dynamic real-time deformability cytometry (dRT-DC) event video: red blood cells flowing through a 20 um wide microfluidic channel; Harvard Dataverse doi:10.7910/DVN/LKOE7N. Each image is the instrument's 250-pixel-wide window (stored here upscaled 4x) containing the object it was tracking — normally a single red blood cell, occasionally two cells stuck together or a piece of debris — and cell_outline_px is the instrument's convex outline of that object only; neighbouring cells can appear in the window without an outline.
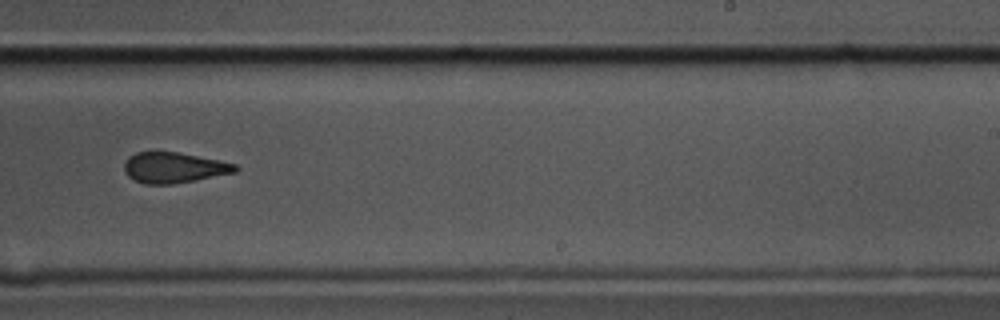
{"species": "common noctule bat (a hibernating species)", "species_latin": "Nyctalus noctula", "temperature_condition": "cold", "stored_images_in_passage": 7, "camera_frame_rate_fps": 3000, "um_per_image_px": 0.085, "animal": {"sex": "male", "body_mass_g": 17.5, "forearm_length_mm": 52.3}, "frame": {"image": 1, "passage_image": 6, "time_ms": 1.667, "image_size_px": [1000, 320], "cell_outline_px": [[240, 168], [236, 172], [196, 180], [172, 184], [144, 184], [128, 176], [124, 172], [124, 164], [128, 156], [136, 152], [156, 148], [220, 160], [236, 164]], "centroid_in_image_um": [14.75, 14.2], "position_along_channel_um": 274.3, "area_um2": 20.46}}
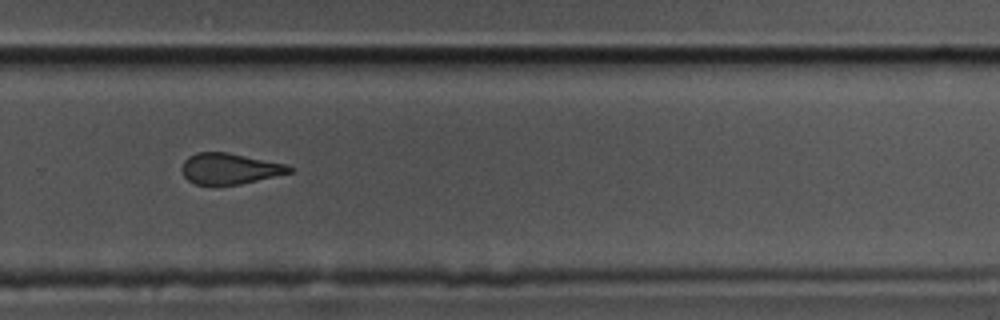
{"frame": {"image": 2, "passage_image": 7, "time_ms": 2.0, "image_size_px": [1000, 320], "cell_outline_px": [[292, 172], [240, 184], [196, 184], [188, 180], [184, 176], [180, 168], [184, 160], [188, 156], [196, 152], [228, 152], [288, 164], [292, 168]], "centroid_in_image_um": [19.5, 14.31], "position_along_channel_um": 310.3, "area_um2": 19.36}}